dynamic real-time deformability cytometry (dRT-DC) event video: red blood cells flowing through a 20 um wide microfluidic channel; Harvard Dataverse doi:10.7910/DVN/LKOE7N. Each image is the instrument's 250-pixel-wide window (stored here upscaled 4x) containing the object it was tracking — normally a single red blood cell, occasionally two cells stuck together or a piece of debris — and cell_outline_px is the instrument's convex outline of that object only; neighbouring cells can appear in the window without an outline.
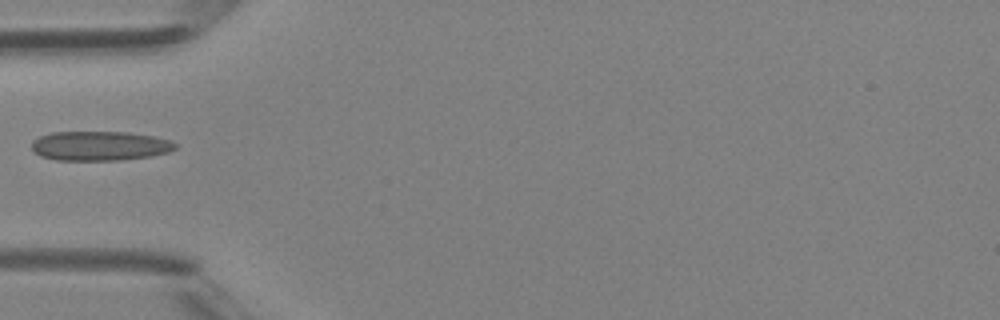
{"species": "Egyptian fruit bat (a non-hibernating species)", "species_latin": "Rousettus aegyptiacus", "temperature_condition": "room temperature", "stored_images_in_passage": 29, "camera_frame_rate_fps": 3000, "um_per_image_px": 0.085, "animal": {"sex": "female"}, "frame": {"image": 1, "passage_image": 1, "time_ms": 0.0, "image_size_px": [1000, 320], "cell_outline_px": [[176, 148], [168, 152], [152, 156], [120, 160], [56, 160], [40, 156], [32, 148], [32, 140], [40, 136], [52, 132], [128, 132], [156, 136], [168, 140], [176, 144]], "centroid_in_image_um": [8.48, 12.4], "position_along_channel_um": 76.5, "area_um2": 24.68}}
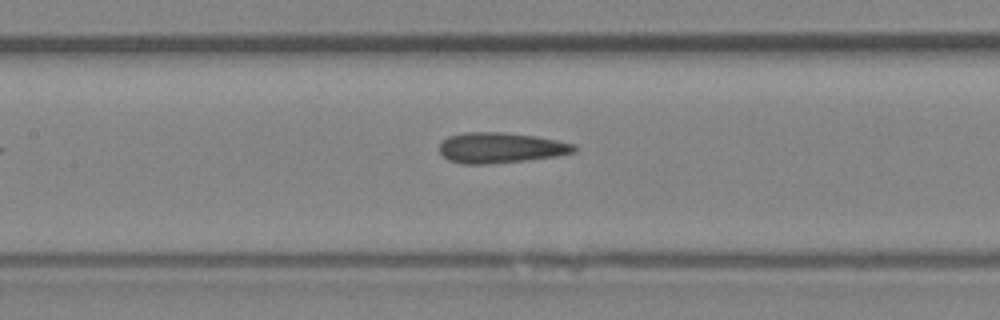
{"frame": {"image": 2, "passage_image": 7, "time_ms": 2.0, "image_size_px": [1000, 320], "cell_outline_px": [[576, 152], [556, 156], [528, 160], [492, 164], [460, 164], [448, 160], [440, 152], [440, 144], [448, 136], [464, 132], [500, 132], [536, 136], [576, 144]], "centroid_in_image_um": [42.56, 12.57], "position_along_channel_um": 164.8, "area_um2": 24.1}}
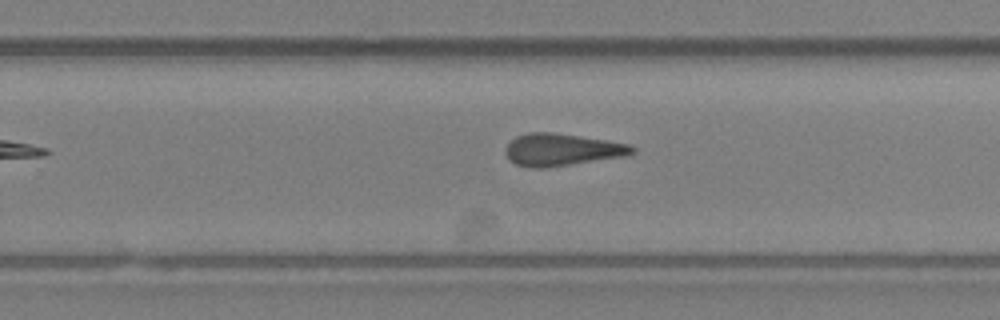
{"frame": {"image": 3, "passage_image": 15, "time_ms": 4.667, "image_size_px": [1000, 320], "cell_outline_px": [[636, 152], [628, 156], [544, 168], [532, 168], [516, 164], [508, 160], [504, 152], [504, 148], [516, 136], [528, 132], [552, 132], [604, 140], [628, 144], [636, 148]], "centroid_in_image_um": [47.74, 12.73], "position_along_channel_um": 282.1, "area_um2": 23.87}}